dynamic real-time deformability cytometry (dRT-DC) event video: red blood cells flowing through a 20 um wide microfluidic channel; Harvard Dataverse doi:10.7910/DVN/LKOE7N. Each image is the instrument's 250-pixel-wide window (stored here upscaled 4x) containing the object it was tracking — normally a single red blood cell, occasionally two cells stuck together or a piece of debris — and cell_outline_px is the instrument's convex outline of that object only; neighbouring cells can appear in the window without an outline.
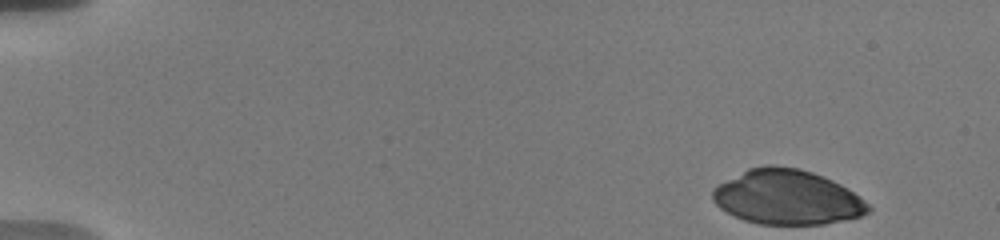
{"species": "human", "species_latin": "Homo sapiens", "temperature_condition": "warm", "stored_images_in_passage": 51, "camera_frame_rate_fps": 3000, "um_per_image_px": 0.085, "donor": {"sex": "male"}, "frame": {"image": 1, "passage_image": 1, "time_ms": 0.0, "image_size_px": [1000, 240], "cell_outline_px": [[872, 212], [848, 220], [824, 224], [756, 224], [744, 220], [720, 208], [712, 200], [712, 188], [748, 168], [768, 164], [776, 164], [800, 168], [824, 176], [848, 188], [864, 200], [872, 208]], "centroid_in_image_um": [66.93, 16.76], "position_along_channel_um": 18.1, "area_um2": 50.0}}
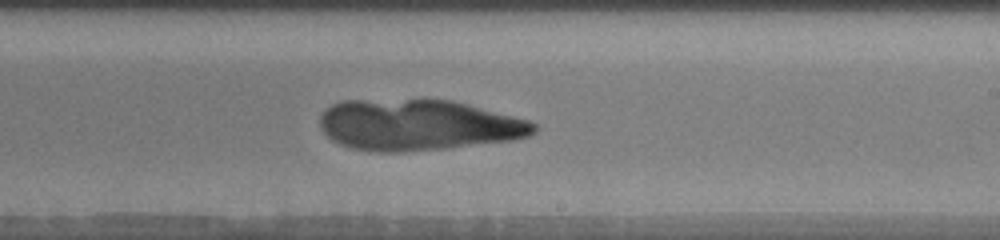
{"frame": {"image": 2, "passage_image": 31, "time_ms": 10.0, "image_size_px": [1000, 240], "cell_outline_px": [[540, 128], [536, 132], [528, 136], [516, 140], [444, 148], [404, 152], [376, 152], [352, 148], [340, 144], [332, 140], [320, 128], [320, 116], [324, 108], [332, 104], [344, 100], [452, 100], [468, 104], [528, 120], [536, 124]], "centroid_in_image_um": [35.55, 10.63], "position_along_channel_um": 253.5, "area_um2": 63.7}}
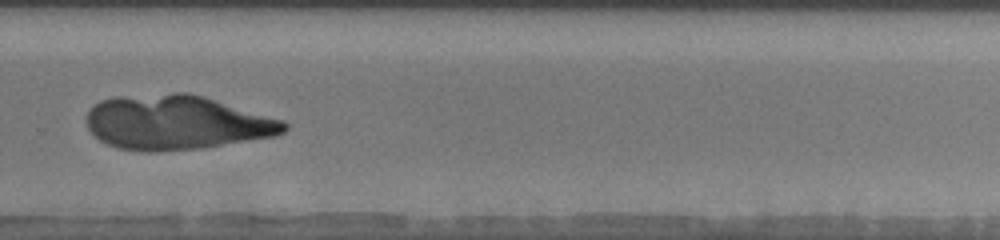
{"frame": {"image": 3, "passage_image": 36, "time_ms": 11.667, "image_size_px": [1000, 240], "cell_outline_px": [[288, 128], [284, 132], [276, 136], [200, 148], [156, 152], [148, 152], [116, 148], [100, 140], [88, 128], [84, 120], [88, 112], [100, 100], [116, 96], [176, 92], [188, 92], [204, 96], [284, 120], [288, 124]], "centroid_in_image_um": [15.0, 10.4], "position_along_channel_um": 314.8, "area_um2": 63.06}}